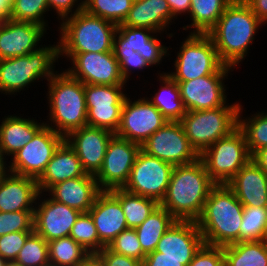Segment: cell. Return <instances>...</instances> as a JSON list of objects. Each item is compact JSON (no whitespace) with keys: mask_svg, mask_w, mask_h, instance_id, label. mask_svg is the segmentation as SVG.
<instances>
[{"mask_svg":"<svg viewBox=\"0 0 267 266\" xmlns=\"http://www.w3.org/2000/svg\"><path fill=\"white\" fill-rule=\"evenodd\" d=\"M251 160L267 174V146L256 150Z\"/></svg>","mask_w":267,"mask_h":266,"instance_id":"obj_52","label":"cell"},{"mask_svg":"<svg viewBox=\"0 0 267 266\" xmlns=\"http://www.w3.org/2000/svg\"><path fill=\"white\" fill-rule=\"evenodd\" d=\"M172 18L167 0H134L122 25L160 32L164 31Z\"/></svg>","mask_w":267,"mask_h":266,"instance_id":"obj_28","label":"cell"},{"mask_svg":"<svg viewBox=\"0 0 267 266\" xmlns=\"http://www.w3.org/2000/svg\"><path fill=\"white\" fill-rule=\"evenodd\" d=\"M88 0L82 1L81 4L84 5Z\"/></svg>","mask_w":267,"mask_h":266,"instance_id":"obj_59","label":"cell"},{"mask_svg":"<svg viewBox=\"0 0 267 266\" xmlns=\"http://www.w3.org/2000/svg\"><path fill=\"white\" fill-rule=\"evenodd\" d=\"M215 185L200 158L190 164L176 165L160 205L176 220L196 222Z\"/></svg>","mask_w":267,"mask_h":266,"instance_id":"obj_1","label":"cell"},{"mask_svg":"<svg viewBox=\"0 0 267 266\" xmlns=\"http://www.w3.org/2000/svg\"><path fill=\"white\" fill-rule=\"evenodd\" d=\"M243 211L234 191L227 184H216L196 221L204 244L225 247L240 242Z\"/></svg>","mask_w":267,"mask_h":266,"instance_id":"obj_2","label":"cell"},{"mask_svg":"<svg viewBox=\"0 0 267 266\" xmlns=\"http://www.w3.org/2000/svg\"><path fill=\"white\" fill-rule=\"evenodd\" d=\"M113 53L119 63L121 74L127 82L131 68L143 69L150 66L149 63L143 58L141 54L134 50H113Z\"/></svg>","mask_w":267,"mask_h":266,"instance_id":"obj_46","label":"cell"},{"mask_svg":"<svg viewBox=\"0 0 267 266\" xmlns=\"http://www.w3.org/2000/svg\"><path fill=\"white\" fill-rule=\"evenodd\" d=\"M3 156H5V155H4V152L2 151L1 146H0V180L2 178H4L6 175H8L6 170H5L7 168L5 167L6 163L4 162L5 159Z\"/></svg>","mask_w":267,"mask_h":266,"instance_id":"obj_55","label":"cell"},{"mask_svg":"<svg viewBox=\"0 0 267 266\" xmlns=\"http://www.w3.org/2000/svg\"><path fill=\"white\" fill-rule=\"evenodd\" d=\"M71 58L73 66L67 72L84 84L93 85H124L119 63L113 53L87 52L62 53Z\"/></svg>","mask_w":267,"mask_h":266,"instance_id":"obj_16","label":"cell"},{"mask_svg":"<svg viewBox=\"0 0 267 266\" xmlns=\"http://www.w3.org/2000/svg\"><path fill=\"white\" fill-rule=\"evenodd\" d=\"M88 212L105 247L122 231L129 229L120 202L109 191H101Z\"/></svg>","mask_w":267,"mask_h":266,"instance_id":"obj_22","label":"cell"},{"mask_svg":"<svg viewBox=\"0 0 267 266\" xmlns=\"http://www.w3.org/2000/svg\"><path fill=\"white\" fill-rule=\"evenodd\" d=\"M8 261L0 255V266H5Z\"/></svg>","mask_w":267,"mask_h":266,"instance_id":"obj_57","label":"cell"},{"mask_svg":"<svg viewBox=\"0 0 267 266\" xmlns=\"http://www.w3.org/2000/svg\"><path fill=\"white\" fill-rule=\"evenodd\" d=\"M10 174L0 180V212L34 211L32 203L41 195L36 179Z\"/></svg>","mask_w":267,"mask_h":266,"instance_id":"obj_23","label":"cell"},{"mask_svg":"<svg viewBox=\"0 0 267 266\" xmlns=\"http://www.w3.org/2000/svg\"><path fill=\"white\" fill-rule=\"evenodd\" d=\"M12 2L13 0H0V19L2 21L9 18Z\"/></svg>","mask_w":267,"mask_h":266,"instance_id":"obj_53","label":"cell"},{"mask_svg":"<svg viewBox=\"0 0 267 266\" xmlns=\"http://www.w3.org/2000/svg\"><path fill=\"white\" fill-rule=\"evenodd\" d=\"M267 240L264 207H244L240 226V241Z\"/></svg>","mask_w":267,"mask_h":266,"instance_id":"obj_40","label":"cell"},{"mask_svg":"<svg viewBox=\"0 0 267 266\" xmlns=\"http://www.w3.org/2000/svg\"><path fill=\"white\" fill-rule=\"evenodd\" d=\"M174 165L140 150L124 190L156 200L164 199Z\"/></svg>","mask_w":267,"mask_h":266,"instance_id":"obj_10","label":"cell"},{"mask_svg":"<svg viewBox=\"0 0 267 266\" xmlns=\"http://www.w3.org/2000/svg\"><path fill=\"white\" fill-rule=\"evenodd\" d=\"M45 32V27L33 22L6 19L0 23V60L39 50L37 44ZM35 48V49H34Z\"/></svg>","mask_w":267,"mask_h":266,"instance_id":"obj_19","label":"cell"},{"mask_svg":"<svg viewBox=\"0 0 267 266\" xmlns=\"http://www.w3.org/2000/svg\"><path fill=\"white\" fill-rule=\"evenodd\" d=\"M233 0H191L193 33L207 34L217 23L224 10Z\"/></svg>","mask_w":267,"mask_h":266,"instance_id":"obj_34","label":"cell"},{"mask_svg":"<svg viewBox=\"0 0 267 266\" xmlns=\"http://www.w3.org/2000/svg\"><path fill=\"white\" fill-rule=\"evenodd\" d=\"M160 79L165 86L162 85L160 91L149 101L168 121H180L187 111L180 97L178 84L168 73L161 74Z\"/></svg>","mask_w":267,"mask_h":266,"instance_id":"obj_33","label":"cell"},{"mask_svg":"<svg viewBox=\"0 0 267 266\" xmlns=\"http://www.w3.org/2000/svg\"><path fill=\"white\" fill-rule=\"evenodd\" d=\"M114 253L125 255L143 261L145 254L142 251L135 229L129 228L122 231L107 246Z\"/></svg>","mask_w":267,"mask_h":266,"instance_id":"obj_42","label":"cell"},{"mask_svg":"<svg viewBox=\"0 0 267 266\" xmlns=\"http://www.w3.org/2000/svg\"><path fill=\"white\" fill-rule=\"evenodd\" d=\"M65 140L52 128L43 125L33 138L13 155L7 172L38 179L52 159L54 152Z\"/></svg>","mask_w":267,"mask_h":266,"instance_id":"obj_11","label":"cell"},{"mask_svg":"<svg viewBox=\"0 0 267 266\" xmlns=\"http://www.w3.org/2000/svg\"><path fill=\"white\" fill-rule=\"evenodd\" d=\"M167 121L149 100L142 98L131 102L126 97L115 135L141 145Z\"/></svg>","mask_w":267,"mask_h":266,"instance_id":"obj_15","label":"cell"},{"mask_svg":"<svg viewBox=\"0 0 267 266\" xmlns=\"http://www.w3.org/2000/svg\"><path fill=\"white\" fill-rule=\"evenodd\" d=\"M188 266H224L223 247L203 244Z\"/></svg>","mask_w":267,"mask_h":266,"instance_id":"obj_45","label":"cell"},{"mask_svg":"<svg viewBox=\"0 0 267 266\" xmlns=\"http://www.w3.org/2000/svg\"><path fill=\"white\" fill-rule=\"evenodd\" d=\"M264 210H265L266 225H267V201L264 204Z\"/></svg>","mask_w":267,"mask_h":266,"instance_id":"obj_58","label":"cell"},{"mask_svg":"<svg viewBox=\"0 0 267 266\" xmlns=\"http://www.w3.org/2000/svg\"><path fill=\"white\" fill-rule=\"evenodd\" d=\"M123 85L84 84L87 126L105 128L113 133L119 128L126 99Z\"/></svg>","mask_w":267,"mask_h":266,"instance_id":"obj_12","label":"cell"},{"mask_svg":"<svg viewBox=\"0 0 267 266\" xmlns=\"http://www.w3.org/2000/svg\"><path fill=\"white\" fill-rule=\"evenodd\" d=\"M5 266H22L15 261H8Z\"/></svg>","mask_w":267,"mask_h":266,"instance_id":"obj_56","label":"cell"},{"mask_svg":"<svg viewBox=\"0 0 267 266\" xmlns=\"http://www.w3.org/2000/svg\"><path fill=\"white\" fill-rule=\"evenodd\" d=\"M34 231H19L0 236V255L7 261H15L27 238Z\"/></svg>","mask_w":267,"mask_h":266,"instance_id":"obj_44","label":"cell"},{"mask_svg":"<svg viewBox=\"0 0 267 266\" xmlns=\"http://www.w3.org/2000/svg\"><path fill=\"white\" fill-rule=\"evenodd\" d=\"M48 1V7H53L57 13L58 16H61L60 18L66 19L68 17V14L72 11L74 3L77 0H47Z\"/></svg>","mask_w":267,"mask_h":266,"instance_id":"obj_49","label":"cell"},{"mask_svg":"<svg viewBox=\"0 0 267 266\" xmlns=\"http://www.w3.org/2000/svg\"><path fill=\"white\" fill-rule=\"evenodd\" d=\"M141 150L174 166L190 164L199 158L180 121H167L141 144Z\"/></svg>","mask_w":267,"mask_h":266,"instance_id":"obj_13","label":"cell"},{"mask_svg":"<svg viewBox=\"0 0 267 266\" xmlns=\"http://www.w3.org/2000/svg\"><path fill=\"white\" fill-rule=\"evenodd\" d=\"M34 231L47 242L67 237L80 215V211L54 199H44L34 207Z\"/></svg>","mask_w":267,"mask_h":266,"instance_id":"obj_20","label":"cell"},{"mask_svg":"<svg viewBox=\"0 0 267 266\" xmlns=\"http://www.w3.org/2000/svg\"><path fill=\"white\" fill-rule=\"evenodd\" d=\"M114 135L105 128L84 126L71 132L65 140L76 152L83 170L96 175L102 168L108 143Z\"/></svg>","mask_w":267,"mask_h":266,"instance_id":"obj_18","label":"cell"},{"mask_svg":"<svg viewBox=\"0 0 267 266\" xmlns=\"http://www.w3.org/2000/svg\"><path fill=\"white\" fill-rule=\"evenodd\" d=\"M180 49L174 65L176 72L168 74L174 81L212 75L225 66L208 34L191 32Z\"/></svg>","mask_w":267,"mask_h":266,"instance_id":"obj_9","label":"cell"},{"mask_svg":"<svg viewBox=\"0 0 267 266\" xmlns=\"http://www.w3.org/2000/svg\"><path fill=\"white\" fill-rule=\"evenodd\" d=\"M44 125L33 119L8 116L0 125V146L4 154L14 155L23 148Z\"/></svg>","mask_w":267,"mask_h":266,"instance_id":"obj_29","label":"cell"},{"mask_svg":"<svg viewBox=\"0 0 267 266\" xmlns=\"http://www.w3.org/2000/svg\"><path fill=\"white\" fill-rule=\"evenodd\" d=\"M192 259H172L161 256V252L153 251L145 256L143 266H188Z\"/></svg>","mask_w":267,"mask_h":266,"instance_id":"obj_48","label":"cell"},{"mask_svg":"<svg viewBox=\"0 0 267 266\" xmlns=\"http://www.w3.org/2000/svg\"><path fill=\"white\" fill-rule=\"evenodd\" d=\"M48 191L51 192V198L55 201L80 212H88L93 206L96 196L101 192L95 175L88 173L82 177L59 182Z\"/></svg>","mask_w":267,"mask_h":266,"instance_id":"obj_25","label":"cell"},{"mask_svg":"<svg viewBox=\"0 0 267 266\" xmlns=\"http://www.w3.org/2000/svg\"><path fill=\"white\" fill-rule=\"evenodd\" d=\"M151 32L156 33L148 28L129 27L120 24L117 26L114 36L113 50H134L141 54L150 66L156 65L166 55L168 48L162 46L159 39L151 36L149 34Z\"/></svg>","mask_w":267,"mask_h":266,"instance_id":"obj_26","label":"cell"},{"mask_svg":"<svg viewBox=\"0 0 267 266\" xmlns=\"http://www.w3.org/2000/svg\"><path fill=\"white\" fill-rule=\"evenodd\" d=\"M59 58V45L39 47L26 56L0 60V91L19 92L40 77L49 81L55 74L53 63Z\"/></svg>","mask_w":267,"mask_h":266,"instance_id":"obj_7","label":"cell"},{"mask_svg":"<svg viewBox=\"0 0 267 266\" xmlns=\"http://www.w3.org/2000/svg\"><path fill=\"white\" fill-rule=\"evenodd\" d=\"M141 145L114 135L107 146L102 168L95 175L101 191L123 188Z\"/></svg>","mask_w":267,"mask_h":266,"instance_id":"obj_14","label":"cell"},{"mask_svg":"<svg viewBox=\"0 0 267 266\" xmlns=\"http://www.w3.org/2000/svg\"><path fill=\"white\" fill-rule=\"evenodd\" d=\"M133 2L134 0H88L83 9L118 26L128 16Z\"/></svg>","mask_w":267,"mask_h":266,"instance_id":"obj_36","label":"cell"},{"mask_svg":"<svg viewBox=\"0 0 267 266\" xmlns=\"http://www.w3.org/2000/svg\"><path fill=\"white\" fill-rule=\"evenodd\" d=\"M240 104L225 105L208 110L187 111L180 123L190 145L200 155L217 140L238 128Z\"/></svg>","mask_w":267,"mask_h":266,"instance_id":"obj_6","label":"cell"},{"mask_svg":"<svg viewBox=\"0 0 267 266\" xmlns=\"http://www.w3.org/2000/svg\"><path fill=\"white\" fill-rule=\"evenodd\" d=\"M224 266H267V240L240 241L223 247Z\"/></svg>","mask_w":267,"mask_h":266,"instance_id":"obj_30","label":"cell"},{"mask_svg":"<svg viewBox=\"0 0 267 266\" xmlns=\"http://www.w3.org/2000/svg\"><path fill=\"white\" fill-rule=\"evenodd\" d=\"M262 24L267 21V0H244Z\"/></svg>","mask_w":267,"mask_h":266,"instance_id":"obj_50","label":"cell"},{"mask_svg":"<svg viewBox=\"0 0 267 266\" xmlns=\"http://www.w3.org/2000/svg\"><path fill=\"white\" fill-rule=\"evenodd\" d=\"M167 2L174 18L178 14L189 12L191 8V0H167Z\"/></svg>","mask_w":267,"mask_h":266,"instance_id":"obj_51","label":"cell"},{"mask_svg":"<svg viewBox=\"0 0 267 266\" xmlns=\"http://www.w3.org/2000/svg\"><path fill=\"white\" fill-rule=\"evenodd\" d=\"M203 244L197 222L176 220L160 238L155 251L166 258L193 259Z\"/></svg>","mask_w":267,"mask_h":266,"instance_id":"obj_21","label":"cell"},{"mask_svg":"<svg viewBox=\"0 0 267 266\" xmlns=\"http://www.w3.org/2000/svg\"><path fill=\"white\" fill-rule=\"evenodd\" d=\"M86 174L74 149L64 140L54 152L42 175L36 180L39 193L55 184Z\"/></svg>","mask_w":267,"mask_h":266,"instance_id":"obj_27","label":"cell"},{"mask_svg":"<svg viewBox=\"0 0 267 266\" xmlns=\"http://www.w3.org/2000/svg\"><path fill=\"white\" fill-rule=\"evenodd\" d=\"M19 231H34V211L0 212V236Z\"/></svg>","mask_w":267,"mask_h":266,"instance_id":"obj_43","label":"cell"},{"mask_svg":"<svg viewBox=\"0 0 267 266\" xmlns=\"http://www.w3.org/2000/svg\"><path fill=\"white\" fill-rule=\"evenodd\" d=\"M240 106L238 113V128L243 132L248 151L252 155L256 150L267 146V113L255 114L253 118L242 120L240 113L242 112Z\"/></svg>","mask_w":267,"mask_h":266,"instance_id":"obj_37","label":"cell"},{"mask_svg":"<svg viewBox=\"0 0 267 266\" xmlns=\"http://www.w3.org/2000/svg\"><path fill=\"white\" fill-rule=\"evenodd\" d=\"M49 10L47 0H13L9 19L14 21L33 22L46 26L43 13Z\"/></svg>","mask_w":267,"mask_h":266,"instance_id":"obj_41","label":"cell"},{"mask_svg":"<svg viewBox=\"0 0 267 266\" xmlns=\"http://www.w3.org/2000/svg\"><path fill=\"white\" fill-rule=\"evenodd\" d=\"M91 254H96L105 246L100 242L97 229L89 212H81L76 219L70 235Z\"/></svg>","mask_w":267,"mask_h":266,"instance_id":"obj_39","label":"cell"},{"mask_svg":"<svg viewBox=\"0 0 267 266\" xmlns=\"http://www.w3.org/2000/svg\"><path fill=\"white\" fill-rule=\"evenodd\" d=\"M199 158L216 184L228 182L251 160L243 132L237 128L206 148Z\"/></svg>","mask_w":267,"mask_h":266,"instance_id":"obj_8","label":"cell"},{"mask_svg":"<svg viewBox=\"0 0 267 266\" xmlns=\"http://www.w3.org/2000/svg\"><path fill=\"white\" fill-rule=\"evenodd\" d=\"M261 23L244 0H233L227 6L207 33L225 65L234 67L244 59Z\"/></svg>","mask_w":267,"mask_h":266,"instance_id":"obj_3","label":"cell"},{"mask_svg":"<svg viewBox=\"0 0 267 266\" xmlns=\"http://www.w3.org/2000/svg\"><path fill=\"white\" fill-rule=\"evenodd\" d=\"M15 262L22 266H50L48 242L34 231L19 251Z\"/></svg>","mask_w":267,"mask_h":266,"instance_id":"obj_38","label":"cell"},{"mask_svg":"<svg viewBox=\"0 0 267 266\" xmlns=\"http://www.w3.org/2000/svg\"><path fill=\"white\" fill-rule=\"evenodd\" d=\"M71 15L60 27L59 54L113 51L117 25L89 14L81 3Z\"/></svg>","mask_w":267,"mask_h":266,"instance_id":"obj_4","label":"cell"},{"mask_svg":"<svg viewBox=\"0 0 267 266\" xmlns=\"http://www.w3.org/2000/svg\"><path fill=\"white\" fill-rule=\"evenodd\" d=\"M50 266H80L92 254L71 236L48 242Z\"/></svg>","mask_w":267,"mask_h":266,"instance_id":"obj_35","label":"cell"},{"mask_svg":"<svg viewBox=\"0 0 267 266\" xmlns=\"http://www.w3.org/2000/svg\"><path fill=\"white\" fill-rule=\"evenodd\" d=\"M227 185L244 207H264L267 201V174L252 160Z\"/></svg>","mask_w":267,"mask_h":266,"instance_id":"obj_24","label":"cell"},{"mask_svg":"<svg viewBox=\"0 0 267 266\" xmlns=\"http://www.w3.org/2000/svg\"><path fill=\"white\" fill-rule=\"evenodd\" d=\"M80 266H104L100 259L95 255L92 254L84 263Z\"/></svg>","mask_w":267,"mask_h":266,"instance_id":"obj_54","label":"cell"},{"mask_svg":"<svg viewBox=\"0 0 267 266\" xmlns=\"http://www.w3.org/2000/svg\"><path fill=\"white\" fill-rule=\"evenodd\" d=\"M109 192L120 202L128 228L134 229L141 225L160 205L154 199L130 193L123 188Z\"/></svg>","mask_w":267,"mask_h":266,"instance_id":"obj_32","label":"cell"},{"mask_svg":"<svg viewBox=\"0 0 267 266\" xmlns=\"http://www.w3.org/2000/svg\"><path fill=\"white\" fill-rule=\"evenodd\" d=\"M104 266H143L142 261L112 252L107 247L95 254Z\"/></svg>","mask_w":267,"mask_h":266,"instance_id":"obj_47","label":"cell"},{"mask_svg":"<svg viewBox=\"0 0 267 266\" xmlns=\"http://www.w3.org/2000/svg\"><path fill=\"white\" fill-rule=\"evenodd\" d=\"M232 67L225 65L219 72L189 81H176L186 111L208 110L225 106L223 79Z\"/></svg>","mask_w":267,"mask_h":266,"instance_id":"obj_17","label":"cell"},{"mask_svg":"<svg viewBox=\"0 0 267 266\" xmlns=\"http://www.w3.org/2000/svg\"><path fill=\"white\" fill-rule=\"evenodd\" d=\"M50 118L52 128L64 138L71 132L87 126V108L84 83L73 78L67 71L49 80Z\"/></svg>","mask_w":267,"mask_h":266,"instance_id":"obj_5","label":"cell"},{"mask_svg":"<svg viewBox=\"0 0 267 266\" xmlns=\"http://www.w3.org/2000/svg\"><path fill=\"white\" fill-rule=\"evenodd\" d=\"M175 221L176 219L159 205L141 225L134 228L145 255L155 251L160 238Z\"/></svg>","mask_w":267,"mask_h":266,"instance_id":"obj_31","label":"cell"}]
</instances>
